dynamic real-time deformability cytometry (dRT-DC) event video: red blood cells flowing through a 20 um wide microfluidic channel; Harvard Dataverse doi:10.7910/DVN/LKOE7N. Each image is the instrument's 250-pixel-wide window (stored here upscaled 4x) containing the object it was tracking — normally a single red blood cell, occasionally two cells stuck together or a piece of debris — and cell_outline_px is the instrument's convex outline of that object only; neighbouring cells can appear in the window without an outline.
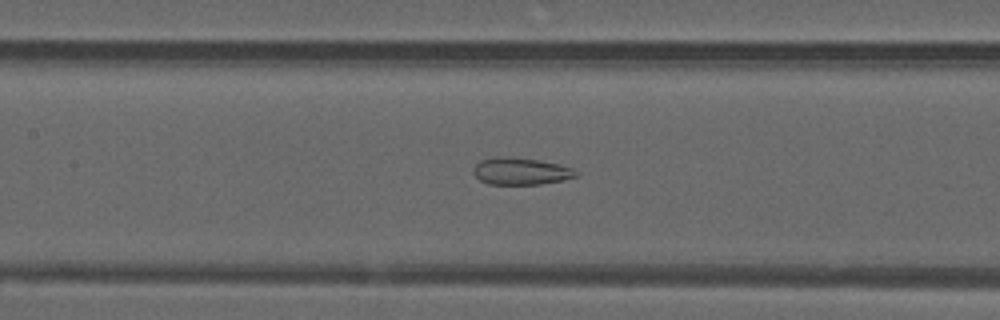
{"species": "common noctule bat (a hibernating species)", "species_latin": "Nyctalus noctula", "temperature_condition": "warm", "stored_images_in_passage": 52, "camera_frame_rate_fps": 3000, "um_per_image_px": 0.085, "animal": {"sex": "male", "forearm_length_mm": 52.5}, "frame": {"image": 1, "passage_image": 24, "time_ms": 7.667, "image_size_px": [1000, 320], "cell_outline_px": [[580, 172], [576, 176], [564, 180], [540, 184], [488, 184], [480, 180], [472, 172], [472, 168], [480, 160], [536, 160], [560, 164], [572, 168]], "centroid_in_image_um": [44.33, 14.62], "position_along_channel_um": 163.1, "area_um2": 15.32}}
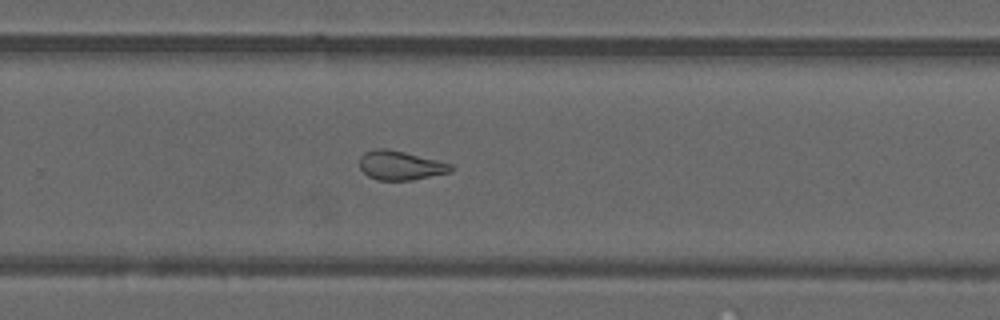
{"frame": {"image": 2, "passage_image": 34, "time_ms": 11.0, "image_size_px": [1000, 320], "cell_outline_px": [[456, 168], [452, 172], [412, 180], [376, 180], [368, 176], [360, 168], [360, 156], [364, 152], [376, 148], [384, 148], [404, 152], [452, 164]], "centroid_in_image_um": [34.05, 14.07], "position_along_channel_um": 295.8, "area_um2": 15.55}}
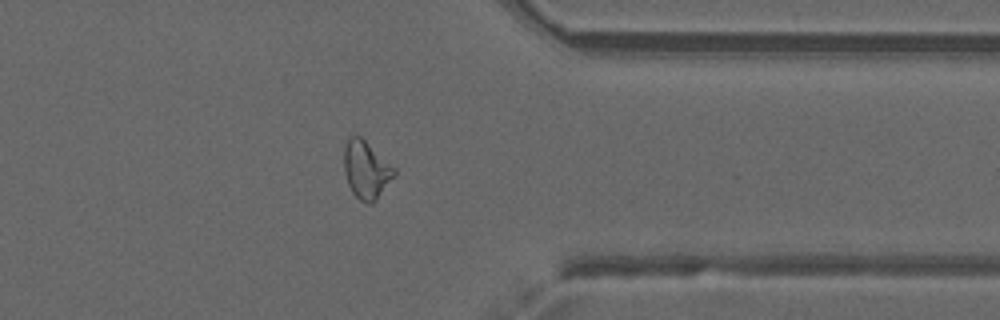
{"frame": {"image": 3, "passage_image": 41, "time_ms": 13.333, "image_size_px": [1000, 320], "cell_outline_px": [[396, 172], [376, 200], [372, 204], [368, 204], [360, 200], [352, 192], [348, 184], [344, 172], [344, 148], [348, 136], [360, 136], [396, 168]], "centroid_in_image_um": [31.11, 14.42], "position_along_channel_um": 380.3, "area_um2": 16.76}, "authors_computed_cell_mechanics": {"area_um2": 19.363, "velocity_mm_per_s": 3.9949, "shape_relaxation_time_tau1_ms": null, "shape_relaxation_time_tau2_ms": 1.9259, "deformation_change_tau1": null, "deformation_change_tau2": 0.0982}}